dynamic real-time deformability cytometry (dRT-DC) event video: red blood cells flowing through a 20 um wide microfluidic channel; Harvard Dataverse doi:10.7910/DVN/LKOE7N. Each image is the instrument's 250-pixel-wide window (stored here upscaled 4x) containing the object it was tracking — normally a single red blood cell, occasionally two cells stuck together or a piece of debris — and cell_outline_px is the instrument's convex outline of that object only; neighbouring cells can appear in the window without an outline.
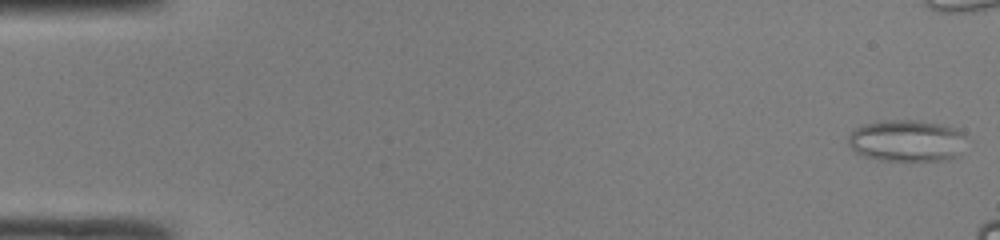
{"species": "common noctule bat (a hibernating species)", "species_latin": "Nyctalus noctula", "temperature_condition": "room temperature", "stored_images_in_passage": 10, "camera_frame_rate_fps": 3000, "um_per_image_px": 0.085, "animal": {"sex": "male", "body_mass_g": 19.0, "forearm_length_mm": 50.8}, "frame": {"image": 1, "passage_image": 1, "time_ms": 0.0, "image_size_px": [1000, 240], "cell_outline_px": [[964, 136], [960, 156], [948, 160], [880, 160], [864, 156], [856, 152], [848, 144], [848, 136], [856, 128], [864, 124], [884, 120], [920, 120], [944, 124], [956, 128], [964, 132]], "centroid_in_image_um": [77.1, 11.95], "position_along_channel_um": 7.9, "area_um2": 28.9}}